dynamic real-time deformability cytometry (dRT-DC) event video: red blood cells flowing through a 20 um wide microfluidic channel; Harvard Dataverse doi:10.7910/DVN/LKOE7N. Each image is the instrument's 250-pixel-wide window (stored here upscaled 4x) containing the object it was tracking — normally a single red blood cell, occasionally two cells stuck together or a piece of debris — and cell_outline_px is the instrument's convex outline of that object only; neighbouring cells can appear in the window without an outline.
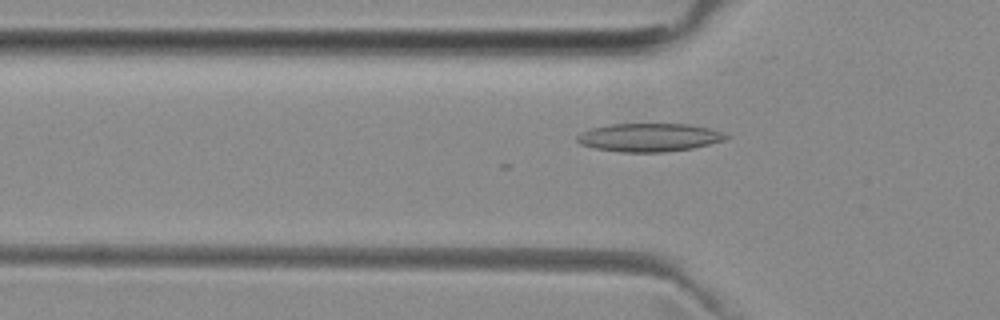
{"species": "common noctule bat (a hibernating species)", "species_latin": "Nyctalus noctula", "temperature_condition": "room temperature", "stored_images_in_passage": 39, "camera_frame_rate_fps": 3000, "um_per_image_px": 0.085, "animal": {"sex": "female", "body_mass_g": 29.2, "forearm_length_mm": 56.3}, "frame": {"image": 1, "passage_image": 13, "time_ms": 4.0, "image_size_px": [1000, 320], "cell_outline_px": [[732, 136], [724, 140], [692, 148], [664, 152], [620, 152], [596, 148], [580, 144], [576, 140], [576, 136], [592, 128], [612, 124], [688, 124], [708, 128], [724, 132]], "centroid_in_image_um": [55.21, 11.68], "position_along_channel_um": 70.6, "area_um2": 24.39}}
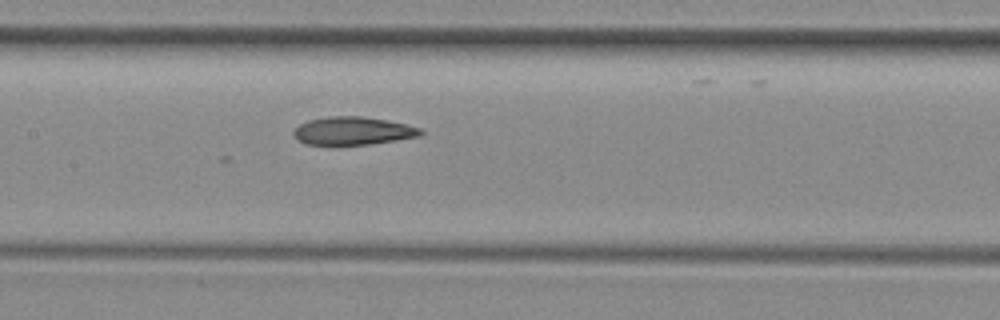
{"frame": {"image": 2, "passage_image": 21, "time_ms": 6.667, "image_size_px": [1000, 320], "cell_outline_px": [[424, 132], [420, 136], [396, 140], [368, 144], [304, 144], [296, 140], [292, 136], [292, 132], [300, 124], [308, 120], [328, 116], [360, 116], [388, 120], [408, 124], [424, 128]], "centroid_in_image_um": [30.01, 11.11], "position_along_channel_um": 177.4, "area_um2": 20.92}}
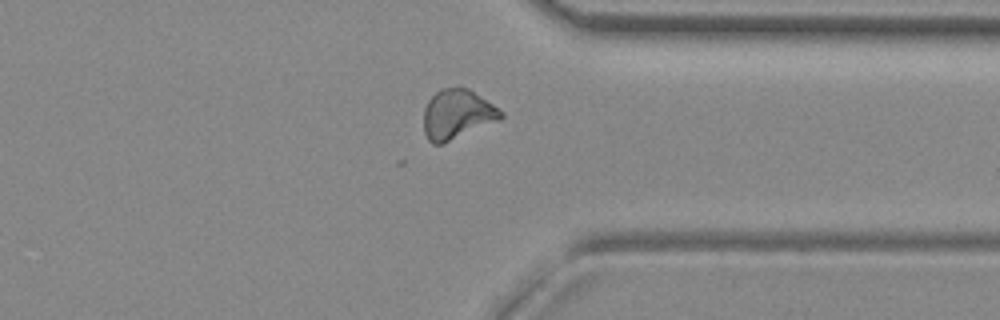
{"frame": {"image": 3, "passage_image": 36, "time_ms": 11.667, "image_size_px": [1000, 320], "cell_outline_px": [[504, 116], [500, 120], [440, 144], [432, 144], [428, 140], [424, 132], [424, 108], [428, 100], [440, 88], [468, 88], [504, 112]], "centroid_in_image_um": [38.85, 9.71], "position_along_channel_um": 372.6, "area_um2": 22.02}}